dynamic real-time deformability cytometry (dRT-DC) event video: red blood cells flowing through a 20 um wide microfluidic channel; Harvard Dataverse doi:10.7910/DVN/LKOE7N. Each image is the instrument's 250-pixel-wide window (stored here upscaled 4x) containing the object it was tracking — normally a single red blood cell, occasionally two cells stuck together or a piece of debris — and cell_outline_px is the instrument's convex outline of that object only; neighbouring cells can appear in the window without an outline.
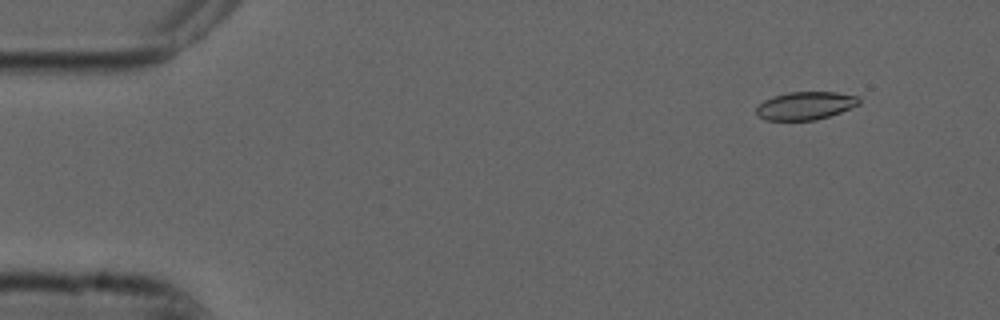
{"species": "common noctule bat (a hibernating species)", "species_latin": "Nyctalus noctula", "temperature_condition": "cold", "stored_images_in_passage": 54, "camera_frame_rate_fps": 3000, "um_per_image_px": 0.085, "animal": {"sex": "male", "forearm_length_mm": 52.5}, "frame": {"image": 1, "passage_image": 5, "time_ms": 1.333, "image_size_px": [1000, 320], "cell_outline_px": [[860, 104], [840, 112], [816, 120], [764, 120], [756, 112], [756, 108], [764, 100], [788, 92], [836, 92], [856, 96], [860, 100]], "centroid_in_image_um": [68.46, 8.98], "position_along_channel_um": 16.5, "area_um2": 16.53}}
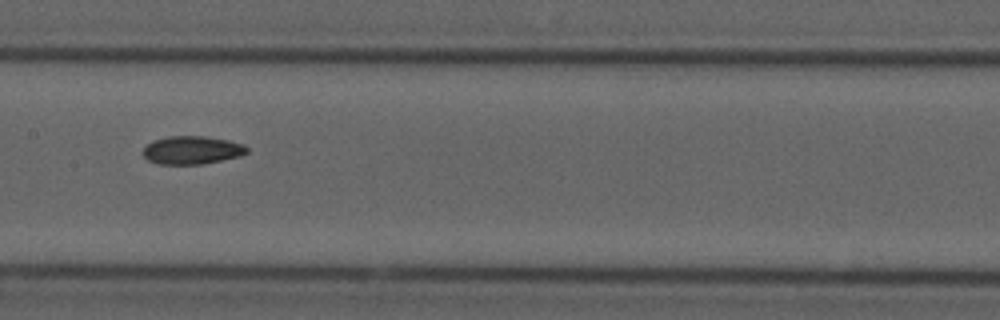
{"frame": {"image": 2, "passage_image": 27, "time_ms": 8.667, "image_size_px": [1000, 320], "cell_outline_px": [[248, 152], [240, 156], [200, 164], [156, 164], [148, 160], [144, 156], [144, 148], [152, 140], [168, 136], [204, 136], [228, 140], [244, 144], [248, 148]], "centroid_in_image_um": [16.31, 12.75], "position_along_channel_um": 191.1, "area_um2": 16.99}}
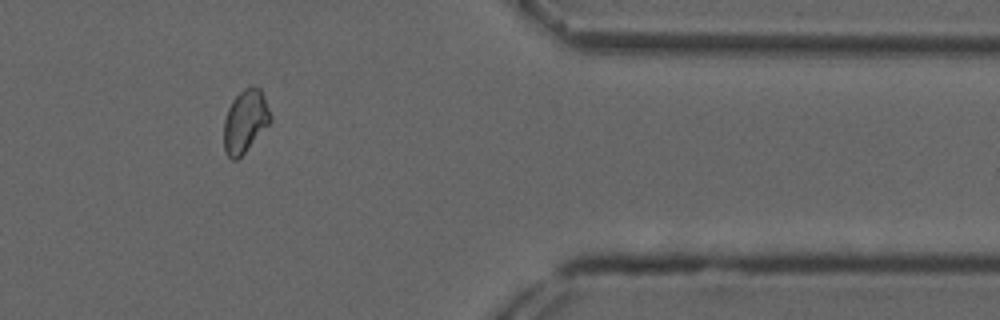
{"frame": {"image": 3, "passage_image": 45, "time_ms": 14.667, "image_size_px": [1000, 320], "cell_outline_px": [[272, 120], [244, 152], [236, 160], [232, 160], [224, 152], [224, 120], [228, 108], [232, 100], [244, 88], [260, 88], [264, 96], [272, 116]], "centroid_in_image_um": [20.83, 10.31], "position_along_channel_um": 390.6, "area_um2": 16.76}, "authors_computed_cell_mechanics": {"area_um2": 17.2533, "velocity_mm_per_s": 3.7267, "shape_relaxation_time_tau1_ms": null, "shape_relaxation_time_tau2_ms": 5.745, "deformation_change_tau1": null, "deformation_change_tau2": 0.0826}}